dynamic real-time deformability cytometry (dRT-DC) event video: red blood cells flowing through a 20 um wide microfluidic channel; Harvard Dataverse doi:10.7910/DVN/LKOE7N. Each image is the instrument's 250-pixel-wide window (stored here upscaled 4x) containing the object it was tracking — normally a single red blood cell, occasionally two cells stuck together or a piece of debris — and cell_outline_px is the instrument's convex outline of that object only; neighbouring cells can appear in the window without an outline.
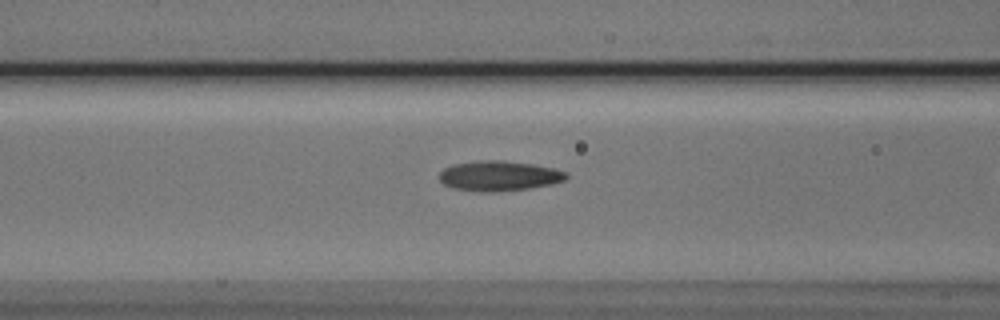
{"species": "Egyptian fruit bat (a non-hibernating species)", "species_latin": "Rousettus aegyptiacus", "temperature_condition": "cold", "stored_images_in_passage": 11, "camera_frame_rate_fps": 3000, "um_per_image_px": 0.085, "animal": {"sex": "male"}, "frame": {"image": 1, "passage_image": 10, "time_ms": 3.0, "image_size_px": [1000, 320], "cell_outline_px": [[568, 176], [564, 180], [552, 184], [528, 188], [496, 192], [480, 192], [452, 188], [444, 184], [440, 180], [440, 172], [444, 168], [452, 164], [476, 160], [500, 160], [532, 164], [552, 168], [564, 172]], "centroid_in_image_um": [42.37, 14.95], "position_along_channel_um": 124.2, "area_um2": 22.2}}